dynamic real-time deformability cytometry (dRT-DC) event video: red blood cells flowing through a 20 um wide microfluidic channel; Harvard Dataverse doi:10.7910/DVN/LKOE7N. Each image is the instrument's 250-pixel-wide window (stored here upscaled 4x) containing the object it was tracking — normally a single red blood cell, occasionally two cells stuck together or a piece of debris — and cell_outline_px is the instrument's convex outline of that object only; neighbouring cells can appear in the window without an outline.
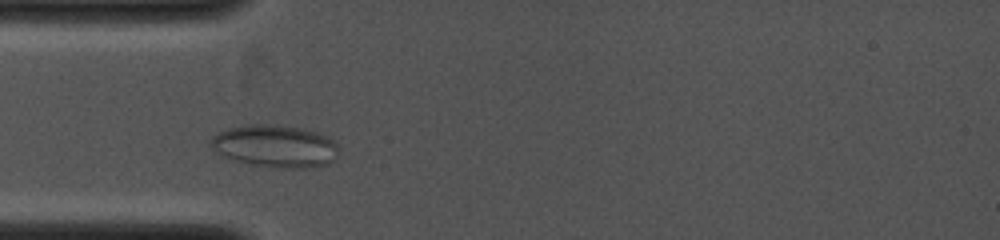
{"species": "common noctule bat (a hibernating species)", "species_latin": "Nyctalus noctula", "temperature_condition": "cold", "stored_images_in_passage": 28, "camera_frame_rate_fps": 4000, "um_per_image_px": 0.085, "animal": {"sex": "female", "body_mass_g": 19.0, "forearm_length_mm": 53.3}, "frame": {"image": 1, "passage_image": 5, "time_ms": 1.5, "image_size_px": [1000, 240], "cell_outline_px": [[336, 156], [328, 164], [304, 168], [284, 168], [252, 164], [232, 160], [220, 156], [208, 144], [212, 136], [228, 128], [252, 124], [264, 124], [300, 128], [316, 132], [328, 136], [336, 144]], "centroid_in_image_um": [23.32, 12.42], "position_along_channel_um": 61.7, "area_um2": 31.39}}
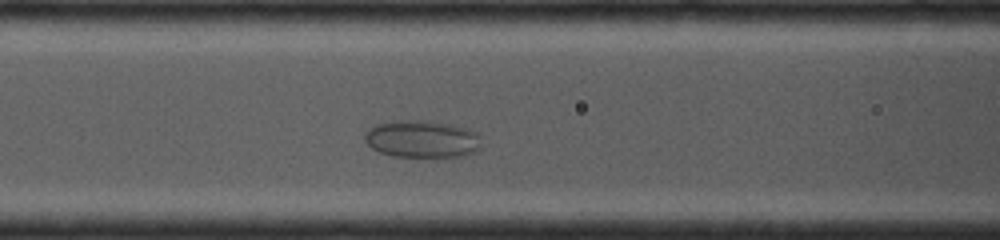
{"frame": {"image": 2, "passage_image": 9, "time_ms": 3.0, "image_size_px": [1000, 240], "cell_outline_px": [[480, 148], [476, 152], [464, 156], [436, 160], [392, 156], [380, 152], [372, 148], [364, 140], [364, 132], [368, 128], [376, 124], [392, 120], [416, 120], [452, 124], [468, 128], [476, 132]], "centroid_in_image_um": [35.86, 11.87], "position_along_channel_um": 130.7, "area_um2": 26.41}}
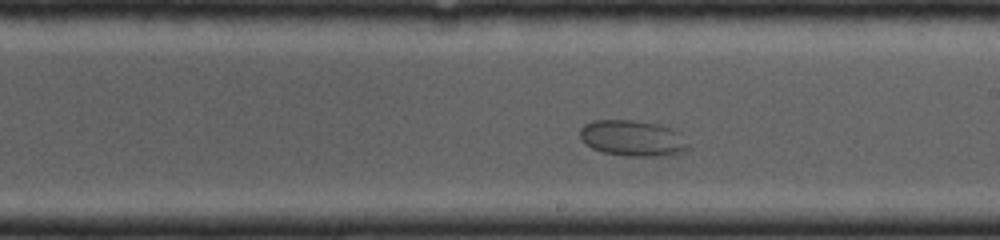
{"frame": {"image": 3, "passage_image": 15, "time_ms": 5.25, "image_size_px": [1000, 240], "cell_outline_px": [[688, 148], [684, 152], [656, 156], [624, 156], [600, 152], [584, 144], [580, 140], [580, 128], [584, 124], [596, 120], [636, 120], [660, 124], [672, 128], [680, 132], [688, 144]], "centroid_in_image_um": [53.75, 11.74], "position_along_channel_um": 235.3, "area_um2": 23.0}}